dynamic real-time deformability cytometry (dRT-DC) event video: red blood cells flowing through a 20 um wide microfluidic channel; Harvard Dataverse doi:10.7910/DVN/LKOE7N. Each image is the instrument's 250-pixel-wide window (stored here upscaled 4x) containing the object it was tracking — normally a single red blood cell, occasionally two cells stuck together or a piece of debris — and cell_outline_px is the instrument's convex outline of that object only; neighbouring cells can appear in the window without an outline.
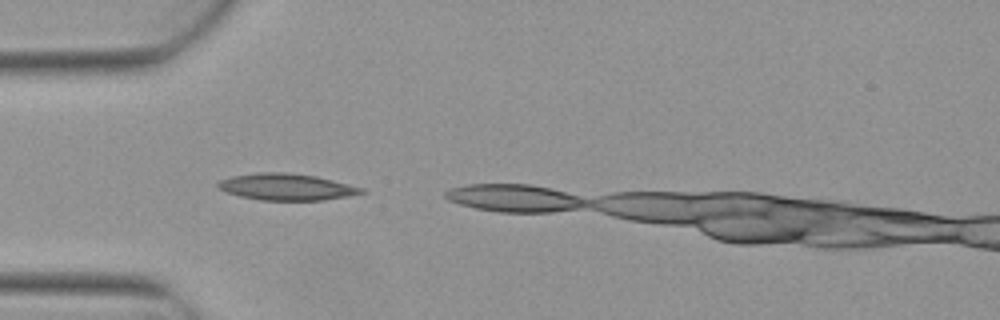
{"species": "Egyptian fruit bat (a non-hibernating species)", "species_latin": "Rousettus aegyptiacus", "temperature_condition": "warm", "stored_images_in_passage": 2, "camera_frame_rate_fps": 3000, "um_per_image_px": 0.085, "animal": {"sex": "female"}, "frame": {"image": 1, "passage_image": 1, "time_ms": 0.0, "image_size_px": [1000, 320], "cell_outline_px": [[368, 192], [348, 196], [324, 200], [260, 200], [240, 196], [228, 192], [220, 188], [216, 184], [220, 180], [232, 176], [256, 172], [284, 172], [316, 176], [364, 188]], "centroid_in_image_um": [24.38, 15.88], "position_along_channel_um": 60.6, "area_um2": 22.14}}